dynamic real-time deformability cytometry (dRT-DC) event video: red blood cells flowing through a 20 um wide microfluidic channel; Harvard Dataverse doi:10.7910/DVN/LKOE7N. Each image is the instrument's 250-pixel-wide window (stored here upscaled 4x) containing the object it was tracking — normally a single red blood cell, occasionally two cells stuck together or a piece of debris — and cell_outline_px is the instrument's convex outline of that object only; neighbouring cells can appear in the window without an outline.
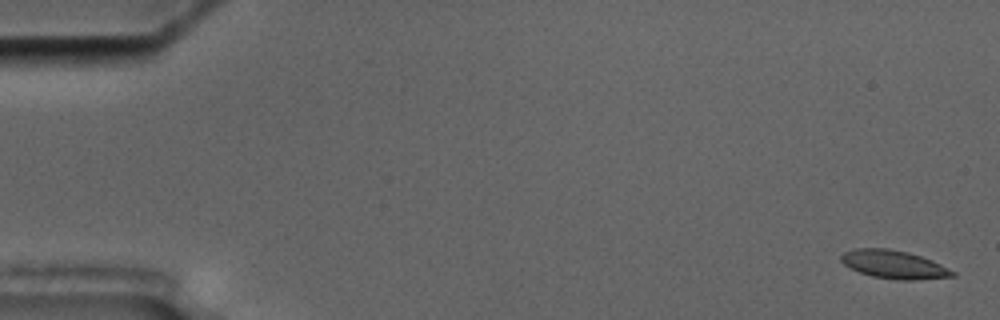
{"species": "common noctule bat (a hibernating species)", "species_latin": "Nyctalus noctula", "temperature_condition": "cold", "stored_images_in_passage": 7, "camera_frame_rate_fps": 3000, "um_per_image_px": 0.085, "animal": {"sex": "male", "body_mass_g": 17.5, "forearm_length_mm": 52.3}, "frame": {"image": 1, "passage_image": 1, "time_ms": 0.0, "image_size_px": [1000, 320], "cell_outline_px": [[956, 276], [916, 280], [900, 280], [872, 276], [860, 272], [844, 264], [840, 260], [840, 256], [844, 252], [852, 248], [888, 248], [908, 252], [932, 260], [956, 272]], "centroid_in_image_um": [75.99, 22.47], "position_along_channel_um": 9.0, "area_um2": 18.32}}
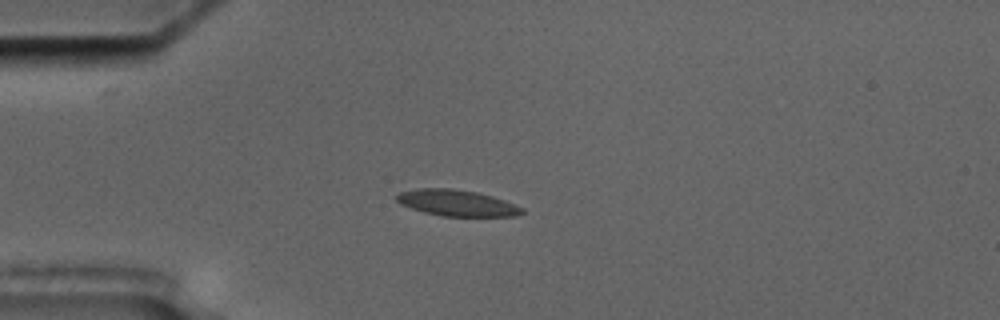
{"frame": {"image": 2, "passage_image": 5, "time_ms": 4.667, "image_size_px": [1000, 320], "cell_outline_px": [[524, 212], [516, 216], [440, 216], [424, 212], [400, 204], [396, 200], [396, 196], [400, 192], [420, 188], [452, 188], [476, 192], [492, 196], [504, 200], [524, 208]], "centroid_in_image_um": [38.84, 17.25], "position_along_channel_um": 46.2, "area_um2": 19.07}}